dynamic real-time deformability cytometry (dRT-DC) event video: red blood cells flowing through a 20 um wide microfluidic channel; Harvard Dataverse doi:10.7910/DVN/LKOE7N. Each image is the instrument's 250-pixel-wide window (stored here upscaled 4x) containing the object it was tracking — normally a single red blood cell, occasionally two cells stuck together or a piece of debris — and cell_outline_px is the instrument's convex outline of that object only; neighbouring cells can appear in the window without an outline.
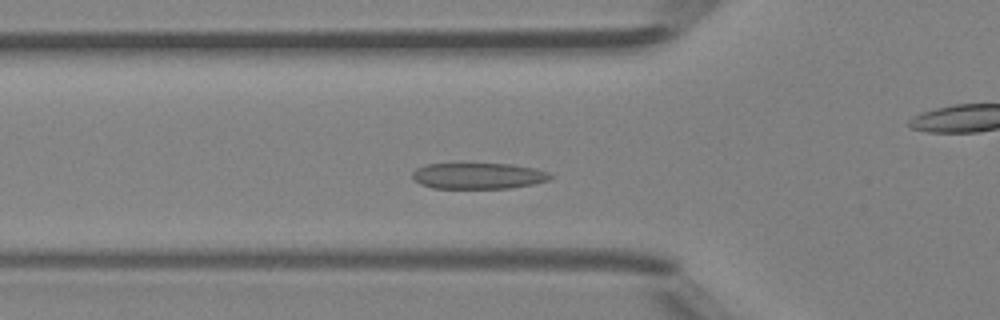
{"species": "Egyptian fruit bat (a non-hibernating species)", "species_latin": "Rousettus aegyptiacus", "temperature_condition": "room temperature", "stored_images_in_passage": 44, "camera_frame_rate_fps": 3000, "um_per_image_px": 0.085, "animal": {"sex": "female"}, "frame": {"image": 1, "passage_image": 12, "time_ms": 3.667, "image_size_px": [1000, 320], "cell_outline_px": [[552, 176], [548, 180], [532, 184], [512, 188], [432, 188], [420, 184], [412, 176], [412, 172], [416, 168], [424, 164], [460, 160], [512, 164], [536, 168], [548, 172]], "centroid_in_image_um": [40.58, 14.88], "position_along_channel_um": 85.2, "area_um2": 22.2}}
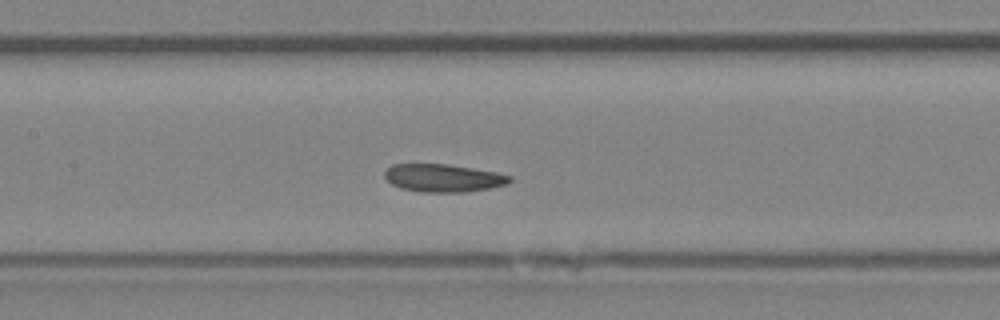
{"frame": {"image": 2, "passage_image": 18, "time_ms": 5.667, "image_size_px": [1000, 320], "cell_outline_px": [[512, 180], [508, 184], [492, 188], [464, 192], [420, 192], [400, 188], [392, 184], [384, 176], [384, 172], [392, 164], [448, 164], [496, 172], [512, 176]], "centroid_in_image_um": [37.7, 15.13], "position_along_channel_um": 169.7, "area_um2": 20.4}}
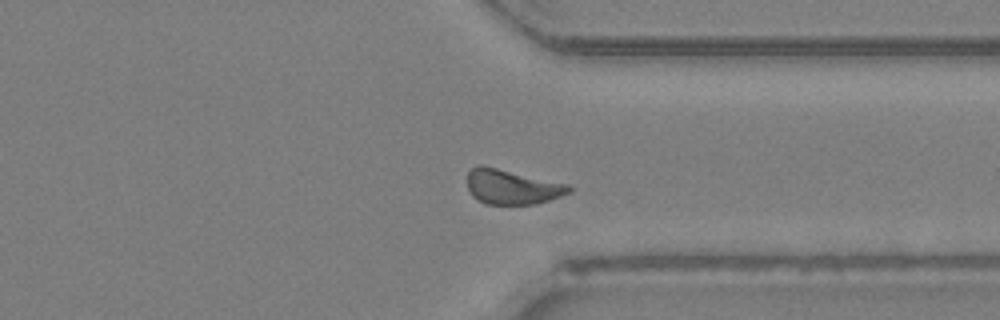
{"frame": {"image": 3, "passage_image": 32, "time_ms": 10.333, "image_size_px": [1000, 320], "cell_outline_px": [[572, 192], [536, 204], [488, 204], [476, 200], [472, 196], [468, 188], [468, 172], [476, 164], [484, 164], [568, 184], [572, 188]], "centroid_in_image_um": [43.5, 15.86], "position_along_channel_um": 367.9, "area_um2": 20.87}, "authors_computed_cell_mechanics": {"area_um2": 20.4323, "velocity_mm_per_s": 4.248, "shape_relaxation_time_tau1_ms": null, "shape_relaxation_time_tau2_ms": 2.9085, "deformation_change_tau1": null, "deformation_change_tau2": 0.0955}}